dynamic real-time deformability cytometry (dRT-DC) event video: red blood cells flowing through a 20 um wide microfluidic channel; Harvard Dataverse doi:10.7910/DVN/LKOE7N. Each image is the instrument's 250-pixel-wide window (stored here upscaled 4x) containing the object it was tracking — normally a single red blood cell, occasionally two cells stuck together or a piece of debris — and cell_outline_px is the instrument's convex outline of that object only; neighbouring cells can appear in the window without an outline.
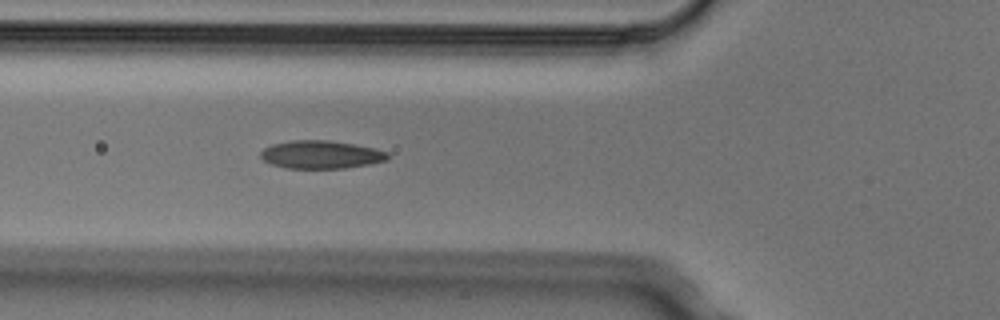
{"species": "Egyptian fruit bat (a non-hibernating species)", "species_latin": "Rousettus aegyptiacus", "temperature_condition": "cold", "stored_images_in_passage": 5, "camera_frame_rate_fps": 3000, "um_per_image_px": 0.085, "animal": {"sex": "male"}, "frame": {"image": 1, "passage_image": 5, "time_ms": 1.333, "image_size_px": [1000, 320], "cell_outline_px": [[388, 160], [368, 164], [344, 168], [288, 168], [272, 164], [264, 160], [260, 156], [260, 152], [264, 148], [272, 144], [292, 140], [328, 140], [352, 144], [372, 148], [388, 152]], "centroid_in_image_um": [27.26, 13.14], "position_along_channel_um": 98.5, "area_um2": 20.52}}